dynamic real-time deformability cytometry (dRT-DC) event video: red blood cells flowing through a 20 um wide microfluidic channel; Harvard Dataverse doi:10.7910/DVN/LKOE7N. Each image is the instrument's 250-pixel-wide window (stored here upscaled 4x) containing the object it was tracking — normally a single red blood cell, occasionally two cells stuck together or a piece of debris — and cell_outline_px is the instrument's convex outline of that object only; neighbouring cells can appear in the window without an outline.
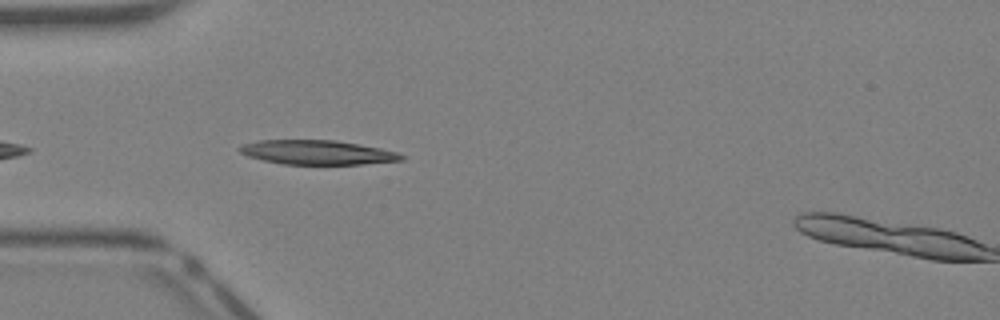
{"species": "Egyptian fruit bat (a non-hibernating species)", "species_latin": "Rousettus aegyptiacus", "temperature_condition": "warm", "stored_images_in_passage": 28, "camera_frame_rate_fps": 3000, "um_per_image_px": 0.085, "animal": {"sex": "female"}, "frame": {"image": 1, "passage_image": 1, "time_ms": 0.0, "image_size_px": [1000, 320], "cell_outline_px": [[404, 160], [360, 164], [284, 164], [264, 160], [248, 156], [240, 152], [236, 148], [240, 144], [260, 140], [336, 140], [380, 148], [396, 152], [404, 156]], "centroid_in_image_um": [26.93, 12.94], "position_along_channel_um": 58.1, "area_um2": 22.83}}
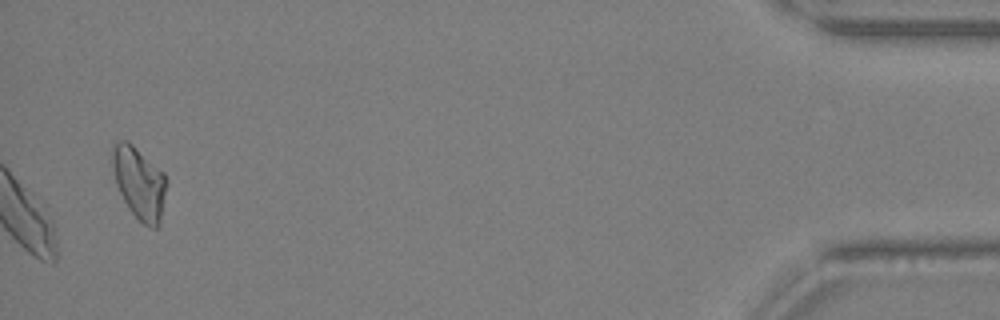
{"frame": {"image": 2, "passage_image": 28, "time_ms": 9.0, "image_size_px": [1000, 320], "cell_outline_px": [[168, 184], [160, 224], [156, 228], [152, 228], [144, 224], [132, 212], [124, 200], [116, 184], [112, 164], [112, 144], [120, 140], [128, 140], [164, 172], [168, 180]], "centroid_in_image_um": [11.87, 15.52], "position_along_channel_um": 423.3, "area_um2": 22.95}, "authors_computed_cell_mechanics": {"area_um2": 24.4494, "velocity_mm_per_s": 4.9803, "shape_relaxation_time_tau1_ms": 1.0714, "shape_relaxation_time_tau2_ms": 2.5895, "deformation_change_tau1": 0.1172, "deformation_change_tau2": 0.1062}}